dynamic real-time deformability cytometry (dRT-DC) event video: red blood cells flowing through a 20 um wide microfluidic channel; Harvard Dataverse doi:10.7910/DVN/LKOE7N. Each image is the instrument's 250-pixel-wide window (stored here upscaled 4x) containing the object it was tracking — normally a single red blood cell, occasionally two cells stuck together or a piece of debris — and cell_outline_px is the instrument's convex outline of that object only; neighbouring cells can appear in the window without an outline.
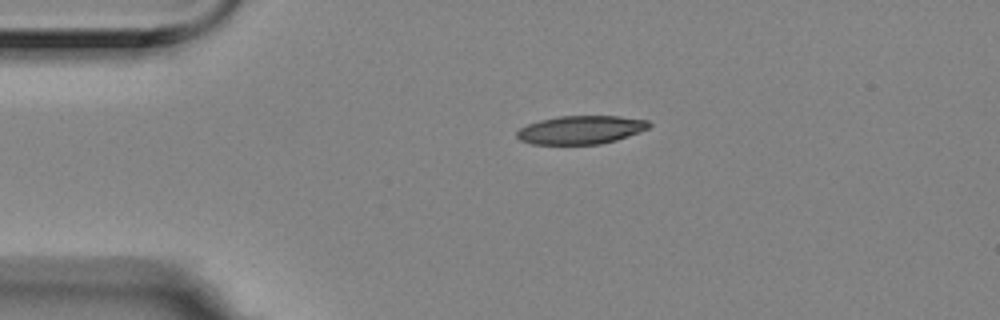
{"species": "Egyptian fruit bat (a non-hibernating species)", "species_latin": "Rousettus aegyptiacus", "temperature_condition": "room temperature", "stored_images_in_passage": 2, "camera_frame_rate_fps": 3000, "um_per_image_px": 0.085, "animal": {"sex": "female"}, "frame": {"image": 1, "passage_image": 1, "time_ms": 0.0, "image_size_px": [1000, 320], "cell_outline_px": [[652, 124], [648, 128], [640, 132], [616, 140], [600, 144], [532, 144], [520, 140], [516, 136], [516, 132], [520, 128], [528, 124], [540, 120], [560, 116], [620, 116], [648, 120]], "centroid_in_image_um": [49.38, 11.03], "position_along_channel_um": 35.6, "area_um2": 21.85}}